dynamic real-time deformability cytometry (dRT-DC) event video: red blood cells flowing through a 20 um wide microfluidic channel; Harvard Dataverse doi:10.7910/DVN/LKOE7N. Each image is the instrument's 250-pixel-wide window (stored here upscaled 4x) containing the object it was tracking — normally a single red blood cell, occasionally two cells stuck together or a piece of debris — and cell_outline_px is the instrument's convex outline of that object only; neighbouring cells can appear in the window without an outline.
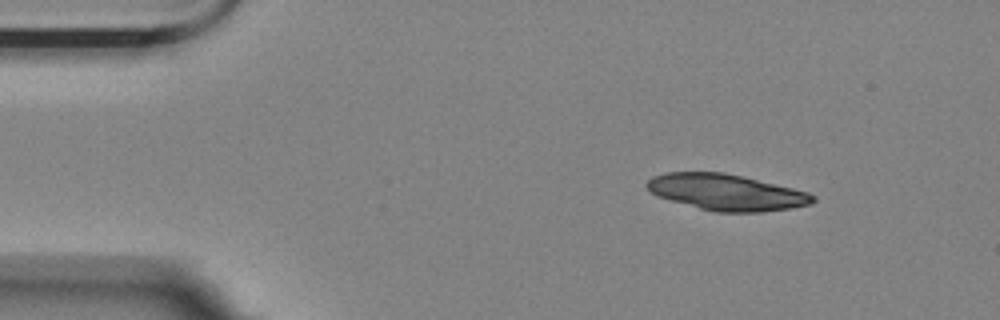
{"species": "Egyptian fruit bat (a non-hibernating species)", "species_latin": "Rousettus aegyptiacus", "temperature_condition": "room temperature", "stored_images_in_passage": 5, "camera_frame_rate_fps": 3000, "um_per_image_px": 0.085, "animal": {"sex": "female"}, "frame": {"image": 1, "passage_image": 1, "time_ms": 0.0, "image_size_px": [1000, 320], "cell_outline_px": [[816, 200], [812, 204], [792, 208], [760, 212], [716, 212], [700, 208], [656, 196], [644, 188], [644, 184], [652, 176], [664, 172], [724, 172], [744, 176], [808, 192], [816, 196]], "centroid_in_image_um": [61.72, 16.33], "position_along_channel_um": 23.3, "area_um2": 35.2}}
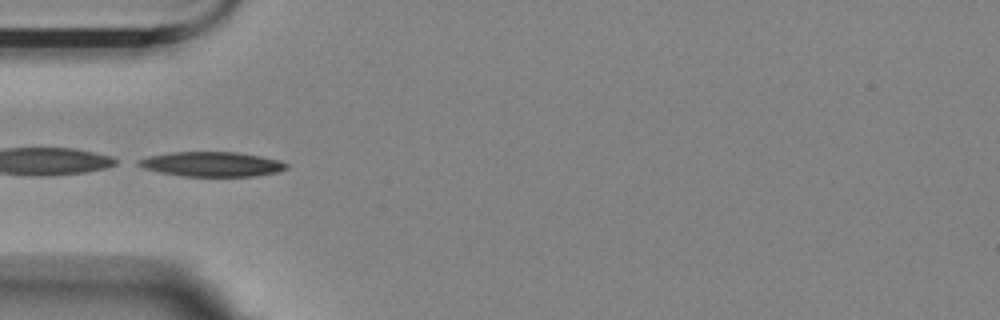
{"frame": {"image": 2, "passage_image": 3, "time_ms": 0.667, "image_size_px": [1000, 320], "cell_outline_px": [[288, 168], [280, 172], [256, 176], [180, 176], [160, 172], [144, 168], [136, 164], [136, 160], [148, 156], [172, 152], [236, 152], [260, 156], [280, 160], [288, 164]], "centroid_in_image_um": [18.02, 13.95], "position_along_channel_um": 67.0, "area_um2": 21.44}}